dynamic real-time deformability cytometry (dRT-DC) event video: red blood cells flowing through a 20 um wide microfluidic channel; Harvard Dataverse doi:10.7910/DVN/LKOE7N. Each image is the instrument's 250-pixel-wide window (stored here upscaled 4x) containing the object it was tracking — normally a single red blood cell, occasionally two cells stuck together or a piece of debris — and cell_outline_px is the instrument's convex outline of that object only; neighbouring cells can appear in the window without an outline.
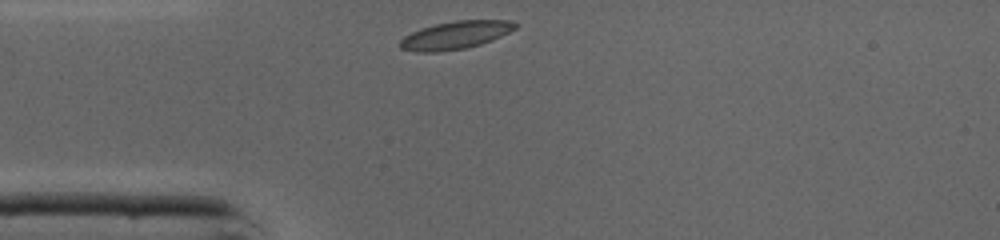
{"species": "common noctule bat (a hibernating species)", "species_latin": "Nyctalus noctula", "temperature_condition": "cold", "stored_images_in_passage": 26, "camera_frame_rate_fps": 3000, "um_per_image_px": 0.085, "animal": {"sex": "male", "body_mass_g": 19.0, "forearm_length_mm": 50.8}, "frame": {"image": 1, "passage_image": 1, "time_ms": 0.0, "image_size_px": [1000, 240], "cell_outline_px": [[520, 24], [516, 28], [492, 40], [468, 48], [436, 52], [416, 52], [400, 48], [400, 40], [404, 36], [420, 28], [436, 24], [456, 20], [512, 20]], "centroid_in_image_um": [38.73, 2.98], "position_along_channel_um": 46.3, "area_um2": 18.79}}
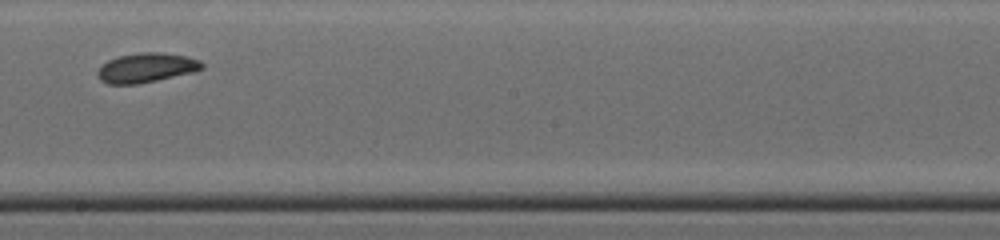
{"frame": {"image": 2, "passage_image": 15, "time_ms": 4.667, "image_size_px": [1000, 240], "cell_outline_px": [[204, 68], [192, 72], [156, 80], [136, 84], [108, 84], [100, 80], [96, 72], [108, 60], [120, 56], [140, 52], [160, 52], [188, 56], [200, 60], [204, 64]], "centroid_in_image_um": [12.45, 5.75], "position_along_channel_um": 235.7, "area_um2": 17.8}}
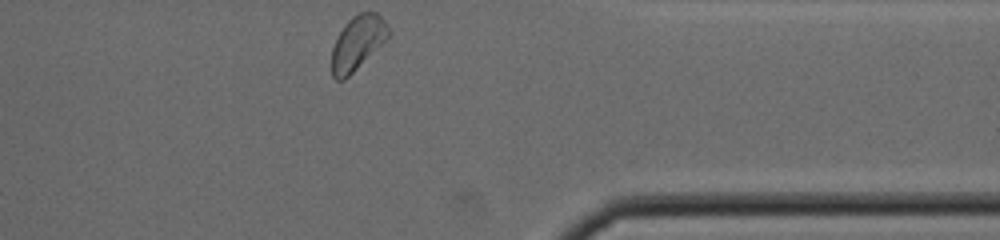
{"frame": {"image": 3, "passage_image": 26, "time_ms": 8.333, "image_size_px": [1000, 240], "cell_outline_px": [[392, 32], [344, 80], [336, 80], [332, 76], [332, 48], [336, 36], [344, 24], [352, 16], [360, 12], [376, 12], [384, 20]], "centroid_in_image_um": [30.36, 3.6], "position_along_channel_um": 381.0, "area_um2": 17.57}}